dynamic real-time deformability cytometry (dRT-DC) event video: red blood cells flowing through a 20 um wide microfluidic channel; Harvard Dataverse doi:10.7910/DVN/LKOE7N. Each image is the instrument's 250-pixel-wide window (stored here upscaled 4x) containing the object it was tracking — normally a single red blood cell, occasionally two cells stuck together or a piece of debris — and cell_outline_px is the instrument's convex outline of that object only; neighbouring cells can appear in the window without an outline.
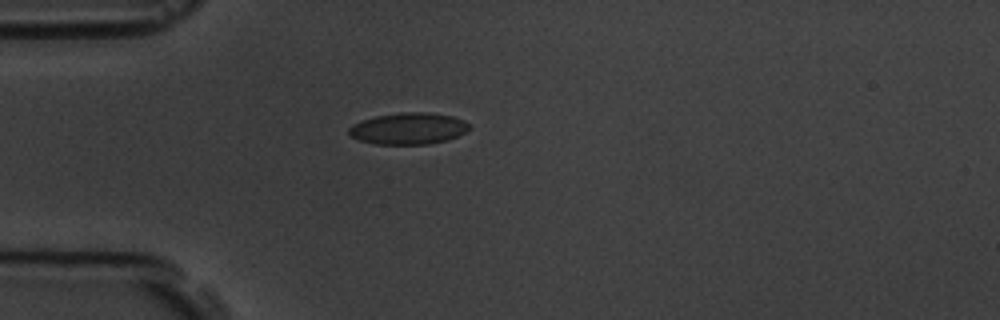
{"species": "common noctule bat (a hibernating species)", "species_latin": "Nyctalus noctula", "temperature_condition": "room temperature", "stored_images_in_passage": 1, "camera_frame_rate_fps": 3000, "um_per_image_px": 0.085, "animal": {"sex": "male", "body_mass_g": 19.5, "forearm_length_mm": 54.6}, "frame": {"image": 1, "passage_image": 1, "time_ms": 0.0, "image_size_px": [1000, 320], "cell_outline_px": [[472, 128], [448, 140], [428, 144], [376, 144], [360, 140], [352, 136], [348, 132], [348, 128], [352, 124], [376, 116], [400, 112], [428, 112], [452, 116], [464, 120]], "centroid_in_image_um": [34.73, 10.92], "position_along_channel_um": 50.3, "area_um2": 22.08}}